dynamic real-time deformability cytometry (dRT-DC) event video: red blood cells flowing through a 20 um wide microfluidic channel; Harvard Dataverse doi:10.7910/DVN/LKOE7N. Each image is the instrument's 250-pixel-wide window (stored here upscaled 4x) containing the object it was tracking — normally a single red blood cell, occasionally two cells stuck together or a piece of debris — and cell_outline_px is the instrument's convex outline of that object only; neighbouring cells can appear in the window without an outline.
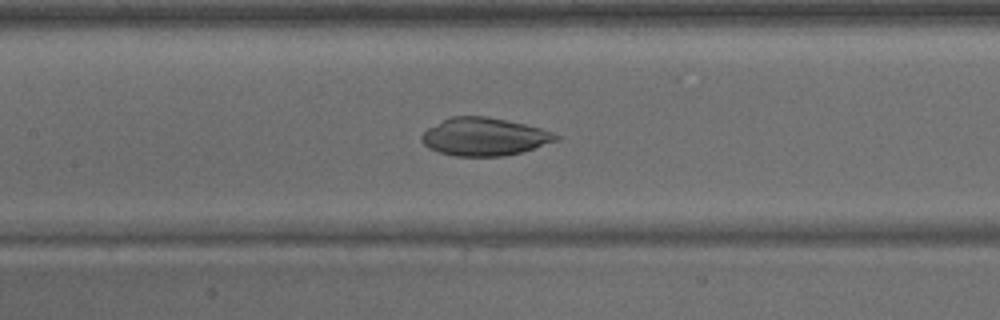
{"species": "common noctule bat (a hibernating species)", "species_latin": "Nyctalus noctula", "temperature_condition": "warm", "stored_images_in_passage": 41, "camera_frame_rate_fps": 3000, "um_per_image_px": 0.085, "animal": {"sex": "male", "body_mass_g": 15.6}, "frame": {"image": 1, "passage_image": 19, "time_ms": 6.0, "image_size_px": [1000, 320], "cell_outline_px": [[560, 140], [520, 152], [504, 156], [456, 156], [440, 152], [428, 148], [420, 140], [420, 136], [428, 128], [452, 116], [484, 116], [508, 120], [540, 128], [552, 132], [560, 136]], "centroid_in_image_um": [41.17, 11.62], "position_along_channel_um": 166.2, "area_um2": 29.48}}
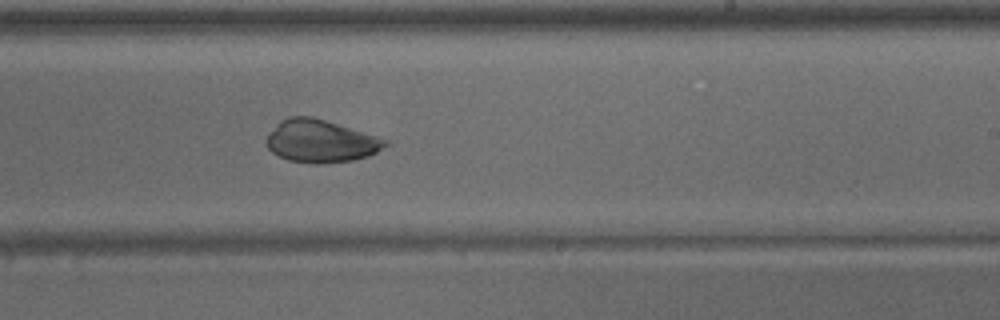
{"frame": {"image": 2, "passage_image": 25, "time_ms": 8.0, "image_size_px": [1000, 320], "cell_outline_px": [[392, 144], [368, 156], [352, 160], [316, 164], [288, 160], [272, 152], [268, 148], [264, 140], [268, 132], [280, 120], [288, 116], [312, 116], [376, 136], [388, 140]], "centroid_in_image_um": [27.23, 11.99], "position_along_channel_um": 261.8, "area_um2": 29.59}}
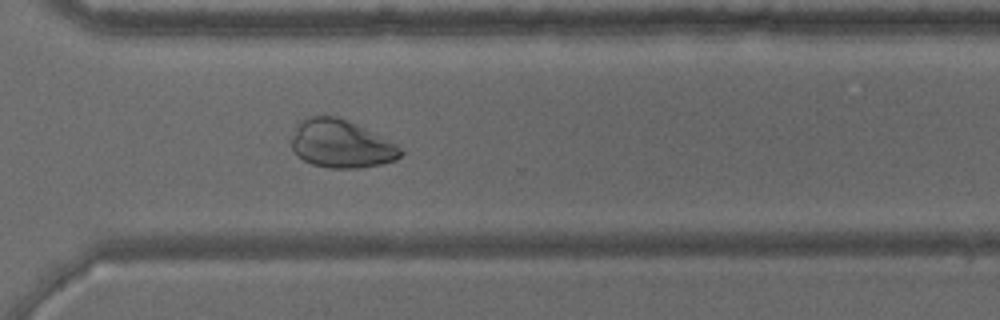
{"frame": {"image": 3, "passage_image": 30, "time_ms": 9.667, "image_size_px": [1000, 320], "cell_outline_px": [[404, 152], [396, 160], [380, 164], [356, 168], [332, 168], [312, 164], [304, 160], [292, 148], [292, 136], [296, 124], [300, 120], [312, 116], [336, 116], [364, 128], [396, 144]], "centroid_in_image_um": [28.98, 12.23], "position_along_channel_um": 341.6, "area_um2": 30.06}}